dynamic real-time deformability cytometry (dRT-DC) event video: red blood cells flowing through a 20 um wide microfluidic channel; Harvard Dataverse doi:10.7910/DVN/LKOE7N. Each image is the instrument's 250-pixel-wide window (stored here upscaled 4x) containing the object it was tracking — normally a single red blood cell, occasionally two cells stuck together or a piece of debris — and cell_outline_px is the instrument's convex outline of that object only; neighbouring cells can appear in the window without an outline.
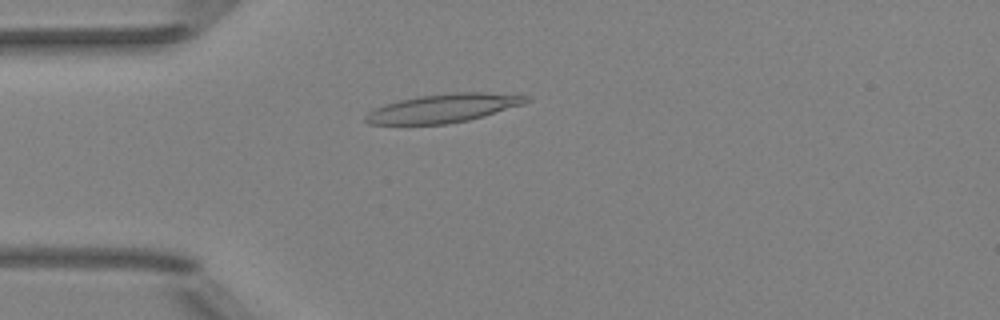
{"species": "Egyptian fruit bat (a non-hibernating species)", "species_latin": "Rousettus aegyptiacus", "temperature_condition": "room temperature", "stored_images_in_passage": 50, "camera_frame_rate_fps": 3000, "um_per_image_px": 0.085, "animal": {"sex": "female"}, "frame": {"image": 1, "passage_image": 13, "time_ms": 4.0, "image_size_px": [1000, 320], "cell_outline_px": [[532, 100], [524, 104], [484, 116], [468, 120], [448, 124], [368, 124], [364, 120], [364, 116], [368, 112], [384, 104], [400, 100], [420, 96], [452, 92], [484, 92], [532, 96]], "centroid_in_image_um": [37.72, 9.19], "position_along_channel_um": 47.3, "area_um2": 26.82}}
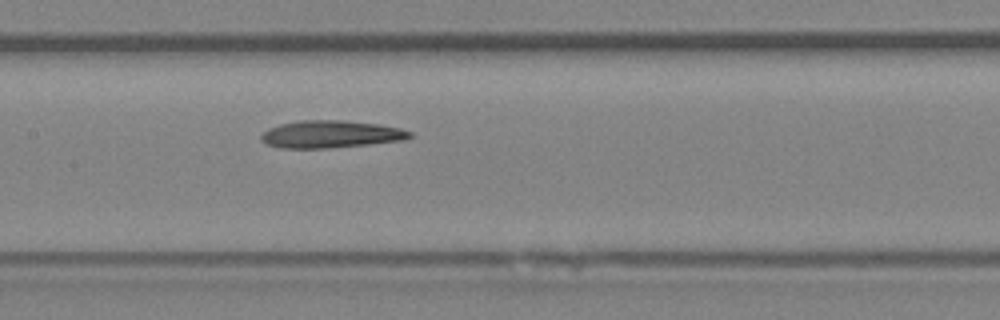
{"frame": {"image": 2, "passage_image": 24, "time_ms": 7.667, "image_size_px": [1000, 320], "cell_outline_px": [[412, 136], [404, 140], [368, 144], [328, 148], [280, 148], [268, 144], [260, 136], [268, 128], [280, 124], [296, 120], [340, 120], [376, 124], [400, 128], [412, 132]], "centroid_in_image_um": [28.11, 11.4], "position_along_channel_um": 179.3, "area_um2": 23.52}}
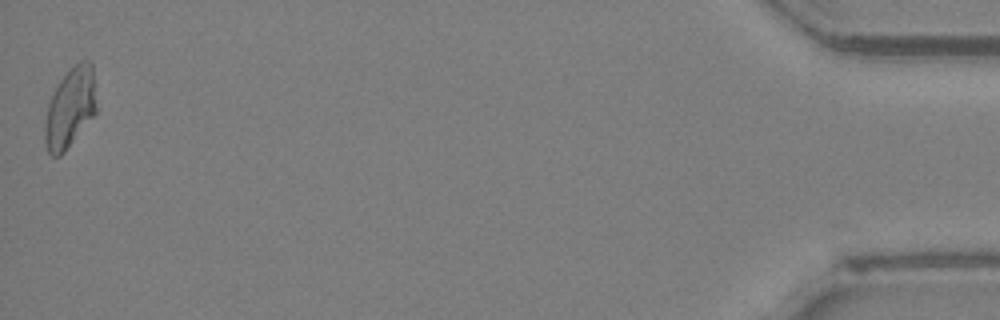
{"frame": {"image": 3, "passage_image": 50, "time_ms": 16.333, "image_size_px": [1000, 320], "cell_outline_px": [[96, 112], [64, 152], [60, 156], [52, 156], [48, 152], [44, 144], [44, 124], [48, 104], [60, 80], [68, 68], [80, 60], [88, 60], [92, 64], [96, 108]], "centroid_in_image_um": [5.94, 9.16], "position_along_channel_um": 429.3, "area_um2": 23.87}, "authors_computed_cell_mechanics": {"area_um2": 24.1604, "velocity_mm_per_s": 4.0031, "shape_relaxation_time_tau1_ms": 5.0364, "shape_relaxation_time_tau2_ms": 5.945, "deformation_change_tau1": 0.1541, "deformation_change_tau2": 0.1598}}